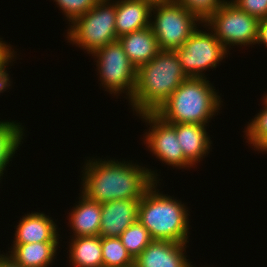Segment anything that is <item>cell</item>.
Instances as JSON below:
<instances>
[{
	"label": "cell",
	"instance_id": "obj_12",
	"mask_svg": "<svg viewBox=\"0 0 267 267\" xmlns=\"http://www.w3.org/2000/svg\"><path fill=\"white\" fill-rule=\"evenodd\" d=\"M138 199L113 200L101 204V237H119L137 221Z\"/></svg>",
	"mask_w": 267,
	"mask_h": 267
},
{
	"label": "cell",
	"instance_id": "obj_17",
	"mask_svg": "<svg viewBox=\"0 0 267 267\" xmlns=\"http://www.w3.org/2000/svg\"><path fill=\"white\" fill-rule=\"evenodd\" d=\"M78 204L69 213L72 237L100 235L101 204L88 199L81 193Z\"/></svg>",
	"mask_w": 267,
	"mask_h": 267
},
{
	"label": "cell",
	"instance_id": "obj_19",
	"mask_svg": "<svg viewBox=\"0 0 267 267\" xmlns=\"http://www.w3.org/2000/svg\"><path fill=\"white\" fill-rule=\"evenodd\" d=\"M69 243L70 265L74 267H103L100 235L72 237Z\"/></svg>",
	"mask_w": 267,
	"mask_h": 267
},
{
	"label": "cell",
	"instance_id": "obj_24",
	"mask_svg": "<svg viewBox=\"0 0 267 267\" xmlns=\"http://www.w3.org/2000/svg\"><path fill=\"white\" fill-rule=\"evenodd\" d=\"M196 15L203 23L219 9L226 0H174Z\"/></svg>",
	"mask_w": 267,
	"mask_h": 267
},
{
	"label": "cell",
	"instance_id": "obj_8",
	"mask_svg": "<svg viewBox=\"0 0 267 267\" xmlns=\"http://www.w3.org/2000/svg\"><path fill=\"white\" fill-rule=\"evenodd\" d=\"M97 70L102 87L110 94L125 93L130 101L136 87L137 69L129 60L119 41L109 43L95 51ZM104 85V86H103ZM122 92V93H121Z\"/></svg>",
	"mask_w": 267,
	"mask_h": 267
},
{
	"label": "cell",
	"instance_id": "obj_2",
	"mask_svg": "<svg viewBox=\"0 0 267 267\" xmlns=\"http://www.w3.org/2000/svg\"><path fill=\"white\" fill-rule=\"evenodd\" d=\"M186 79L176 51L160 50L137 69L131 109L137 115L155 112Z\"/></svg>",
	"mask_w": 267,
	"mask_h": 267
},
{
	"label": "cell",
	"instance_id": "obj_25",
	"mask_svg": "<svg viewBox=\"0 0 267 267\" xmlns=\"http://www.w3.org/2000/svg\"><path fill=\"white\" fill-rule=\"evenodd\" d=\"M60 10L67 17L66 19L72 22L77 17L83 15L92 7H94L100 0H54Z\"/></svg>",
	"mask_w": 267,
	"mask_h": 267
},
{
	"label": "cell",
	"instance_id": "obj_22",
	"mask_svg": "<svg viewBox=\"0 0 267 267\" xmlns=\"http://www.w3.org/2000/svg\"><path fill=\"white\" fill-rule=\"evenodd\" d=\"M119 239L134 260L153 240L149 231L138 220L126 228Z\"/></svg>",
	"mask_w": 267,
	"mask_h": 267
},
{
	"label": "cell",
	"instance_id": "obj_29",
	"mask_svg": "<svg viewBox=\"0 0 267 267\" xmlns=\"http://www.w3.org/2000/svg\"><path fill=\"white\" fill-rule=\"evenodd\" d=\"M0 267H22L21 265L16 264L9 256L0 254Z\"/></svg>",
	"mask_w": 267,
	"mask_h": 267
},
{
	"label": "cell",
	"instance_id": "obj_14",
	"mask_svg": "<svg viewBox=\"0 0 267 267\" xmlns=\"http://www.w3.org/2000/svg\"><path fill=\"white\" fill-rule=\"evenodd\" d=\"M155 0L116 1L115 28L117 37L150 26L151 8Z\"/></svg>",
	"mask_w": 267,
	"mask_h": 267
},
{
	"label": "cell",
	"instance_id": "obj_26",
	"mask_svg": "<svg viewBox=\"0 0 267 267\" xmlns=\"http://www.w3.org/2000/svg\"><path fill=\"white\" fill-rule=\"evenodd\" d=\"M240 10L258 19L267 17V0H230Z\"/></svg>",
	"mask_w": 267,
	"mask_h": 267
},
{
	"label": "cell",
	"instance_id": "obj_13",
	"mask_svg": "<svg viewBox=\"0 0 267 267\" xmlns=\"http://www.w3.org/2000/svg\"><path fill=\"white\" fill-rule=\"evenodd\" d=\"M15 229L13 244L59 242L56 223L44 213L25 214Z\"/></svg>",
	"mask_w": 267,
	"mask_h": 267
},
{
	"label": "cell",
	"instance_id": "obj_30",
	"mask_svg": "<svg viewBox=\"0 0 267 267\" xmlns=\"http://www.w3.org/2000/svg\"><path fill=\"white\" fill-rule=\"evenodd\" d=\"M9 45L11 44H6V42L2 41V38H0V57L11 47Z\"/></svg>",
	"mask_w": 267,
	"mask_h": 267
},
{
	"label": "cell",
	"instance_id": "obj_7",
	"mask_svg": "<svg viewBox=\"0 0 267 267\" xmlns=\"http://www.w3.org/2000/svg\"><path fill=\"white\" fill-rule=\"evenodd\" d=\"M259 19L240 10L231 1H226L205 22L215 37L228 51L234 45H254L258 38ZM206 25V26H205Z\"/></svg>",
	"mask_w": 267,
	"mask_h": 267
},
{
	"label": "cell",
	"instance_id": "obj_23",
	"mask_svg": "<svg viewBox=\"0 0 267 267\" xmlns=\"http://www.w3.org/2000/svg\"><path fill=\"white\" fill-rule=\"evenodd\" d=\"M265 105L260 112L255 115L254 119L246 127L245 138L247 137L248 144L260 152H267V94L263 97Z\"/></svg>",
	"mask_w": 267,
	"mask_h": 267
},
{
	"label": "cell",
	"instance_id": "obj_28",
	"mask_svg": "<svg viewBox=\"0 0 267 267\" xmlns=\"http://www.w3.org/2000/svg\"><path fill=\"white\" fill-rule=\"evenodd\" d=\"M256 44H264L267 47V17L259 19Z\"/></svg>",
	"mask_w": 267,
	"mask_h": 267
},
{
	"label": "cell",
	"instance_id": "obj_4",
	"mask_svg": "<svg viewBox=\"0 0 267 267\" xmlns=\"http://www.w3.org/2000/svg\"><path fill=\"white\" fill-rule=\"evenodd\" d=\"M156 182L144 193L138 205L137 220L149 231L153 240L187 243L189 234L188 209L174 196H167Z\"/></svg>",
	"mask_w": 267,
	"mask_h": 267
},
{
	"label": "cell",
	"instance_id": "obj_20",
	"mask_svg": "<svg viewBox=\"0 0 267 267\" xmlns=\"http://www.w3.org/2000/svg\"><path fill=\"white\" fill-rule=\"evenodd\" d=\"M16 121H0V180L7 164L12 161L14 154L21 145L24 127Z\"/></svg>",
	"mask_w": 267,
	"mask_h": 267
},
{
	"label": "cell",
	"instance_id": "obj_1",
	"mask_svg": "<svg viewBox=\"0 0 267 267\" xmlns=\"http://www.w3.org/2000/svg\"><path fill=\"white\" fill-rule=\"evenodd\" d=\"M86 161V165H83L81 193L100 204L113 200H141L155 181H159L155 171L129 161Z\"/></svg>",
	"mask_w": 267,
	"mask_h": 267
},
{
	"label": "cell",
	"instance_id": "obj_11",
	"mask_svg": "<svg viewBox=\"0 0 267 267\" xmlns=\"http://www.w3.org/2000/svg\"><path fill=\"white\" fill-rule=\"evenodd\" d=\"M187 243L152 240L134 260L135 267H194L184 255ZM184 251V252H183Z\"/></svg>",
	"mask_w": 267,
	"mask_h": 267
},
{
	"label": "cell",
	"instance_id": "obj_16",
	"mask_svg": "<svg viewBox=\"0 0 267 267\" xmlns=\"http://www.w3.org/2000/svg\"><path fill=\"white\" fill-rule=\"evenodd\" d=\"M206 126L194 123H177L176 135L185 158L194 166L207 156L212 142ZM204 156V157H203Z\"/></svg>",
	"mask_w": 267,
	"mask_h": 267
},
{
	"label": "cell",
	"instance_id": "obj_15",
	"mask_svg": "<svg viewBox=\"0 0 267 267\" xmlns=\"http://www.w3.org/2000/svg\"><path fill=\"white\" fill-rule=\"evenodd\" d=\"M118 41L136 69L148 63L160 51L151 26L123 35Z\"/></svg>",
	"mask_w": 267,
	"mask_h": 267
},
{
	"label": "cell",
	"instance_id": "obj_18",
	"mask_svg": "<svg viewBox=\"0 0 267 267\" xmlns=\"http://www.w3.org/2000/svg\"><path fill=\"white\" fill-rule=\"evenodd\" d=\"M60 242H38L13 244L8 255L16 264L22 267H49L56 259Z\"/></svg>",
	"mask_w": 267,
	"mask_h": 267
},
{
	"label": "cell",
	"instance_id": "obj_6",
	"mask_svg": "<svg viewBox=\"0 0 267 267\" xmlns=\"http://www.w3.org/2000/svg\"><path fill=\"white\" fill-rule=\"evenodd\" d=\"M151 17L154 20L151 18L150 26L160 50H177L197 30V25L203 24L196 15L174 0H155Z\"/></svg>",
	"mask_w": 267,
	"mask_h": 267
},
{
	"label": "cell",
	"instance_id": "obj_3",
	"mask_svg": "<svg viewBox=\"0 0 267 267\" xmlns=\"http://www.w3.org/2000/svg\"><path fill=\"white\" fill-rule=\"evenodd\" d=\"M206 77L187 78L155 111L170 124L210 122L221 108L218 92Z\"/></svg>",
	"mask_w": 267,
	"mask_h": 267
},
{
	"label": "cell",
	"instance_id": "obj_10",
	"mask_svg": "<svg viewBox=\"0 0 267 267\" xmlns=\"http://www.w3.org/2000/svg\"><path fill=\"white\" fill-rule=\"evenodd\" d=\"M140 118L150 125L144 136L146 147L160 159L162 163L174 167H194L184 156L176 135V124L165 122L155 112L139 114ZM152 128V129H151ZM151 130V131H150Z\"/></svg>",
	"mask_w": 267,
	"mask_h": 267
},
{
	"label": "cell",
	"instance_id": "obj_27",
	"mask_svg": "<svg viewBox=\"0 0 267 267\" xmlns=\"http://www.w3.org/2000/svg\"><path fill=\"white\" fill-rule=\"evenodd\" d=\"M12 46L0 57V93L6 91L7 87L11 86V79L9 73L6 70L9 62L14 61L15 53L12 51Z\"/></svg>",
	"mask_w": 267,
	"mask_h": 267
},
{
	"label": "cell",
	"instance_id": "obj_5",
	"mask_svg": "<svg viewBox=\"0 0 267 267\" xmlns=\"http://www.w3.org/2000/svg\"><path fill=\"white\" fill-rule=\"evenodd\" d=\"M100 0L94 7L74 19L67 32L70 43L93 54L118 40L115 28L116 1ZM115 2V3H114Z\"/></svg>",
	"mask_w": 267,
	"mask_h": 267
},
{
	"label": "cell",
	"instance_id": "obj_21",
	"mask_svg": "<svg viewBox=\"0 0 267 267\" xmlns=\"http://www.w3.org/2000/svg\"><path fill=\"white\" fill-rule=\"evenodd\" d=\"M103 267H133L134 259L119 237H101Z\"/></svg>",
	"mask_w": 267,
	"mask_h": 267
},
{
	"label": "cell",
	"instance_id": "obj_9",
	"mask_svg": "<svg viewBox=\"0 0 267 267\" xmlns=\"http://www.w3.org/2000/svg\"><path fill=\"white\" fill-rule=\"evenodd\" d=\"M176 51L187 78H203L204 70L216 68L227 51L212 32L196 30Z\"/></svg>",
	"mask_w": 267,
	"mask_h": 267
}]
</instances>
